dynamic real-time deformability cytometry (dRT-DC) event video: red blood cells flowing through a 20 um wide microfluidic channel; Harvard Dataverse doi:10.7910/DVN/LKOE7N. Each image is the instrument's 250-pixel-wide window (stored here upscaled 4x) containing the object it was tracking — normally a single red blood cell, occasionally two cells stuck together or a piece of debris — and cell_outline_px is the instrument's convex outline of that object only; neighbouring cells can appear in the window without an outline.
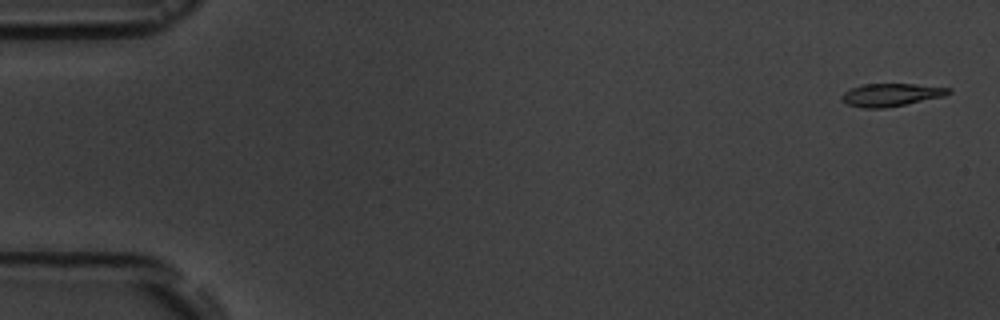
{"species": "common noctule bat (a hibernating species)", "species_latin": "Nyctalus noctula", "temperature_condition": "room temperature", "stored_images_in_passage": 5, "camera_frame_rate_fps": 3000, "um_per_image_px": 0.085, "animal": {"sex": "male", "body_mass_g": 19.5, "forearm_length_mm": 54.6}, "frame": {"image": 1, "passage_image": 1, "time_ms": 0.0, "image_size_px": [1000, 320], "cell_outline_px": [[952, 92], [944, 96], [884, 108], [864, 108], [848, 104], [840, 100], [840, 96], [844, 92], [852, 88], [864, 84], [916, 84], [952, 88]], "centroid_in_image_um": [75.74, 8.05], "position_along_channel_um": 9.3, "area_um2": 14.1}}